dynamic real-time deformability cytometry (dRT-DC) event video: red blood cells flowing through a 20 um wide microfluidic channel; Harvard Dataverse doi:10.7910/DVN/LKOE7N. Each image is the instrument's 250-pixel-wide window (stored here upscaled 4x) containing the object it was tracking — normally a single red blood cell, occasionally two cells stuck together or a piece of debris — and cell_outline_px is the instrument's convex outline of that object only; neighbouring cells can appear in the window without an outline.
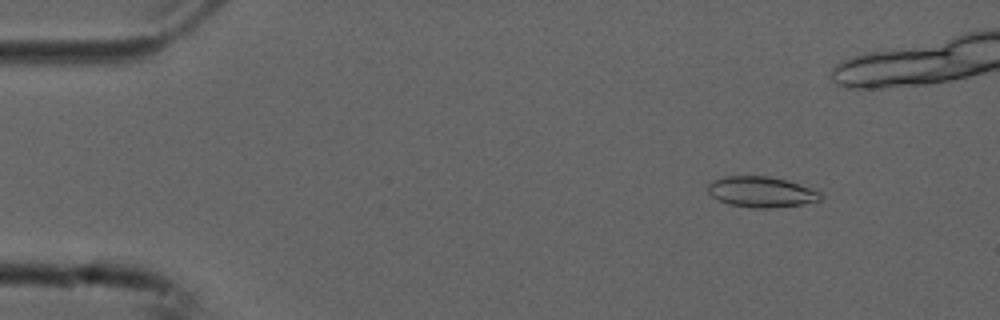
{"species": "common noctule bat (a hibernating species)", "species_latin": "Nyctalus noctula", "temperature_condition": "cold", "stored_images_in_passage": 8, "camera_frame_rate_fps": 3000, "um_per_image_px": 0.085, "animal": {"sex": "male", "forearm_length_mm": 52.5}, "frame": {"image": 1, "passage_image": 1, "time_ms": 0.0, "image_size_px": [1000, 320], "cell_outline_px": [[824, 196], [820, 200], [804, 204], [768, 208], [752, 208], [728, 204], [712, 196], [708, 192], [708, 184], [712, 180], [724, 176], [768, 176], [788, 180], [824, 192]], "centroid_in_image_um": [64.76, 16.31], "position_along_channel_um": 20.2, "area_um2": 20.4}}
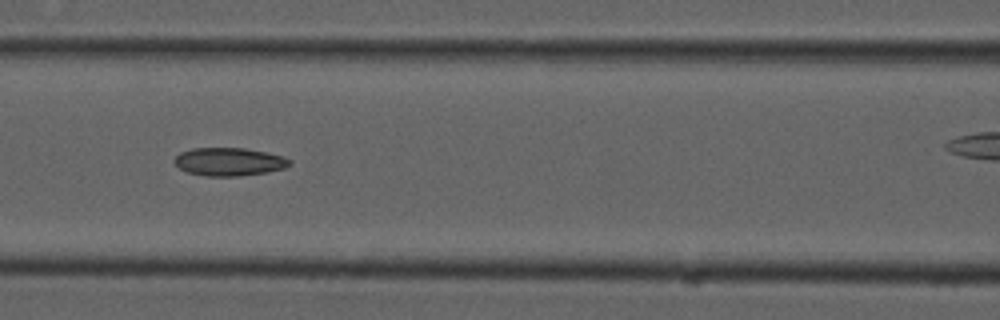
{"frame": {"image": 2, "passage_image": 6, "time_ms": 1.667, "image_size_px": [1000, 320], "cell_outline_px": [[292, 164], [284, 168], [268, 172], [240, 176], [204, 176], [188, 172], [180, 168], [172, 160], [180, 152], [192, 148], [244, 148], [284, 156], [292, 160]], "centroid_in_image_um": [19.49, 13.75], "position_along_channel_um": 147.1, "area_um2": 18.96}}